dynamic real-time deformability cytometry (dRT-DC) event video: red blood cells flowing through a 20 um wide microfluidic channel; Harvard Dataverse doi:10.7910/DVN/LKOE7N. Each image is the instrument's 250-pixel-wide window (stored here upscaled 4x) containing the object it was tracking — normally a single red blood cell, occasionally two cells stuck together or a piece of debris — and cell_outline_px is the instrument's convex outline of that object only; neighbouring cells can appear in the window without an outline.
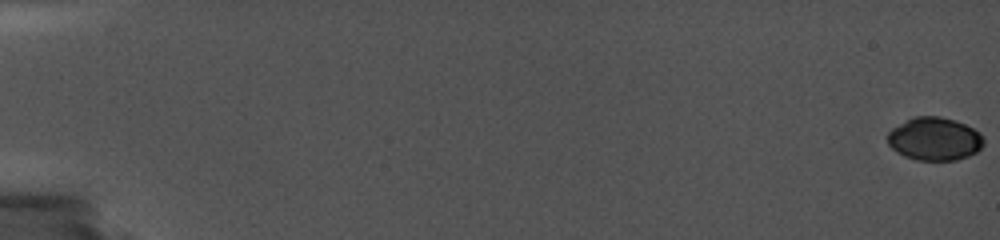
{"species": "common noctule bat (a hibernating species)", "species_latin": "Nyctalus noctula", "temperature_condition": "cold", "stored_images_in_passage": 20, "camera_frame_rate_fps": 5000, "um_per_image_px": 0.085, "animal": {"sex": "female", "body_mass_g": 19.0, "forearm_length_mm": 56.7}, "frame": {"image": 1, "passage_image": 1, "time_ms": 0.0, "image_size_px": [1000, 240], "cell_outline_px": [[984, 144], [976, 152], [968, 156], [956, 160], [916, 160], [904, 156], [892, 148], [888, 144], [888, 132], [892, 128], [916, 116], [940, 116], [964, 124], [980, 132], [984, 136]], "centroid_in_image_um": [79.45, 11.81], "position_along_channel_um": 5.5, "area_um2": 23.99}}
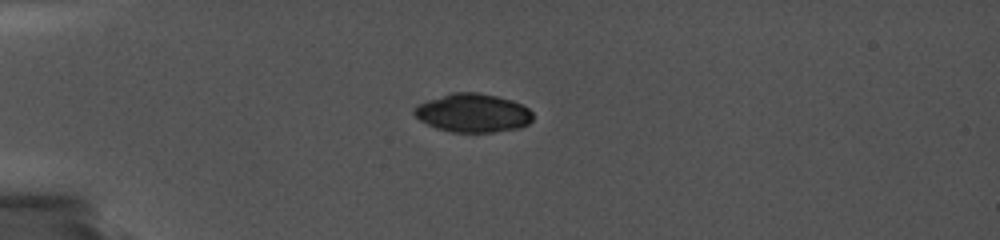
{"frame": {"image": 2, "passage_image": 11, "time_ms": 5.6, "image_size_px": [1000, 240], "cell_outline_px": [[532, 120], [528, 124], [520, 128], [492, 132], [452, 132], [436, 128], [420, 120], [412, 112], [412, 108], [428, 100], [452, 92], [476, 92], [496, 96], [512, 100], [528, 108], [532, 112]], "centroid_in_image_um": [40.19, 9.6], "position_along_channel_um": 44.8, "area_um2": 26.59}}
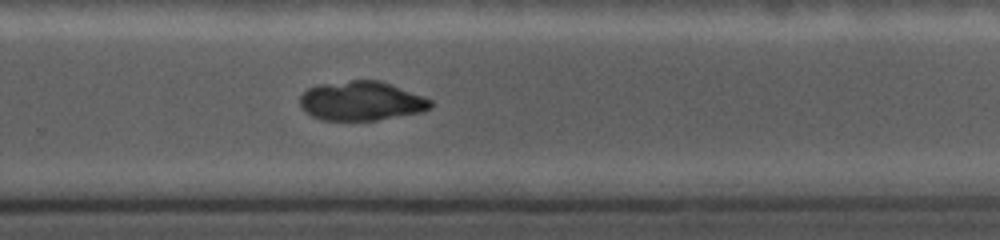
{"frame": {"image": 3, "passage_image": 20, "time_ms": 13.4, "image_size_px": [1000, 240], "cell_outline_px": [[432, 108], [420, 112], [376, 120], [324, 120], [312, 116], [304, 112], [300, 108], [300, 96], [308, 88], [316, 84], [352, 80], [380, 80], [424, 96], [432, 100]], "centroid_in_image_um": [30.69, 8.57], "position_along_channel_um": 299.1, "area_um2": 30.06}}